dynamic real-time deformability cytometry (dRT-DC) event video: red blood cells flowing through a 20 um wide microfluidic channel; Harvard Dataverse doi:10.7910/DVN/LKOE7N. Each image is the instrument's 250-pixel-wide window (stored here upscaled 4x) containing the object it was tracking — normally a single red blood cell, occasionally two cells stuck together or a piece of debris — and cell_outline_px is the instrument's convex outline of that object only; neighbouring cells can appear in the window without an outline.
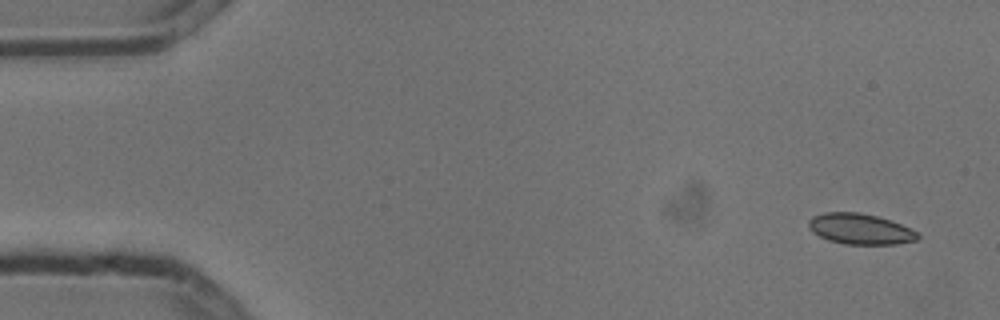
{"species": "common noctule bat (a hibernating species)", "species_latin": "Nyctalus noctula", "temperature_condition": "cold", "stored_images_in_passage": 4, "camera_frame_rate_fps": 3000, "um_per_image_px": 0.085, "animal": {"sex": "male", "body_mass_g": 13.3}, "frame": {"image": 1, "passage_image": 1, "time_ms": 0.0, "image_size_px": [1000, 320], "cell_outline_px": [[920, 236], [916, 240], [896, 244], [844, 244], [828, 240], [812, 232], [808, 228], [808, 220], [812, 216], [824, 212], [860, 212], [892, 220], [916, 232]], "centroid_in_image_um": [73.07, 19.45], "position_along_channel_um": 11.9, "area_um2": 19.54}}